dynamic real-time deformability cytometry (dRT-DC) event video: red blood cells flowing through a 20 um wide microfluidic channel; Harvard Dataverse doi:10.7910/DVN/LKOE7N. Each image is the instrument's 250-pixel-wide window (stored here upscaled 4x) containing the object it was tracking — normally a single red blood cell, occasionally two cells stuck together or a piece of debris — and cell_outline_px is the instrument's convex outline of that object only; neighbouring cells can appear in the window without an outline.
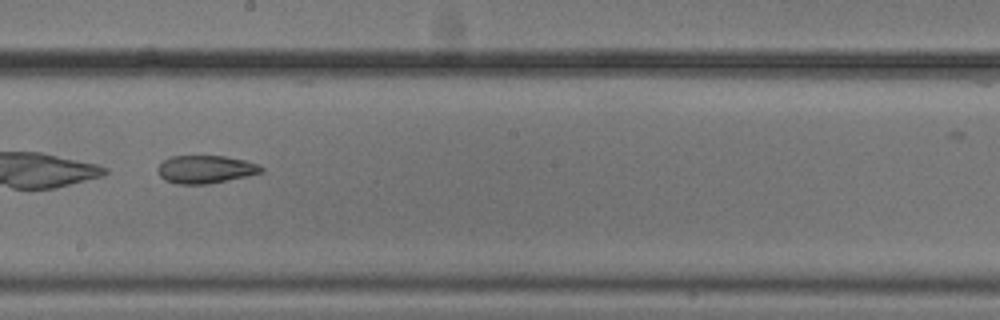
{"species": "common noctule bat (a hibernating species)", "species_latin": "Nyctalus noctula", "temperature_condition": "cold", "stored_images_in_passage": 52, "camera_frame_rate_fps": 3000, "um_per_image_px": 0.085, "animal": {"sex": "male", "body_mass_g": 20.5, "forearm_length_mm": 52.5}, "frame": {"image": 1, "passage_image": 30, "time_ms": 9.667, "image_size_px": [1000, 320], "cell_outline_px": [[264, 172], [208, 184], [176, 184], [164, 180], [160, 176], [156, 168], [168, 156], [224, 156], [244, 160], [260, 164], [264, 168]], "centroid_in_image_um": [17.45, 14.39], "position_along_channel_um": 230.7, "area_um2": 16.94}}